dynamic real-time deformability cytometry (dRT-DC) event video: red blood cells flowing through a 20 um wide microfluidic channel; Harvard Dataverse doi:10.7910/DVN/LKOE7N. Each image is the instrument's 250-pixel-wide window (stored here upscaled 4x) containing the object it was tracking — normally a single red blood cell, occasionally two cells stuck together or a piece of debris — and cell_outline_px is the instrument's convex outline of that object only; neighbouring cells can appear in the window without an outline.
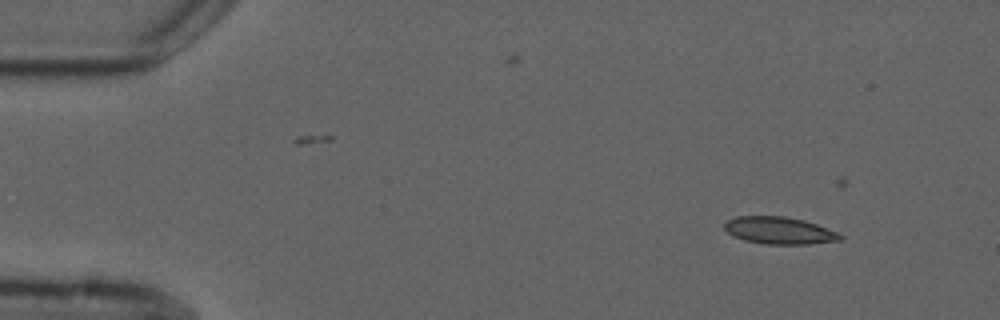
{"species": "common noctule bat (a hibernating species)", "species_latin": "Nyctalus noctula", "temperature_condition": "cold", "stored_images_in_passage": 5, "camera_frame_rate_fps": 3000, "um_per_image_px": 0.085, "animal": {"sex": "male", "forearm_length_mm": 52.5}, "frame": {"image": 1, "passage_image": 1, "time_ms": 0.0, "image_size_px": [1000, 320], "cell_outline_px": [[844, 236], [840, 240], [808, 244], [764, 244], [744, 240], [732, 236], [724, 228], [724, 224], [728, 220], [736, 216], [784, 216], [804, 220], [840, 232]], "centroid_in_image_um": [66.25, 19.59], "position_along_channel_um": 18.7, "area_um2": 18.44}}
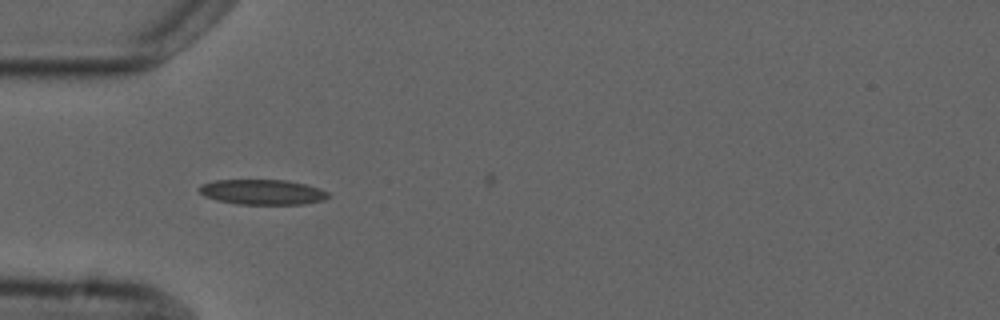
{"frame": {"image": 2, "passage_image": 4, "time_ms": 3.667, "image_size_px": [1000, 320], "cell_outline_px": [[332, 196], [324, 200], [304, 204], [236, 204], [216, 200], [204, 196], [196, 188], [204, 184], [216, 180], [288, 180], [320, 188], [328, 192]], "centroid_in_image_um": [22.33, 16.33], "position_along_channel_um": 62.7, "area_um2": 19.02}}